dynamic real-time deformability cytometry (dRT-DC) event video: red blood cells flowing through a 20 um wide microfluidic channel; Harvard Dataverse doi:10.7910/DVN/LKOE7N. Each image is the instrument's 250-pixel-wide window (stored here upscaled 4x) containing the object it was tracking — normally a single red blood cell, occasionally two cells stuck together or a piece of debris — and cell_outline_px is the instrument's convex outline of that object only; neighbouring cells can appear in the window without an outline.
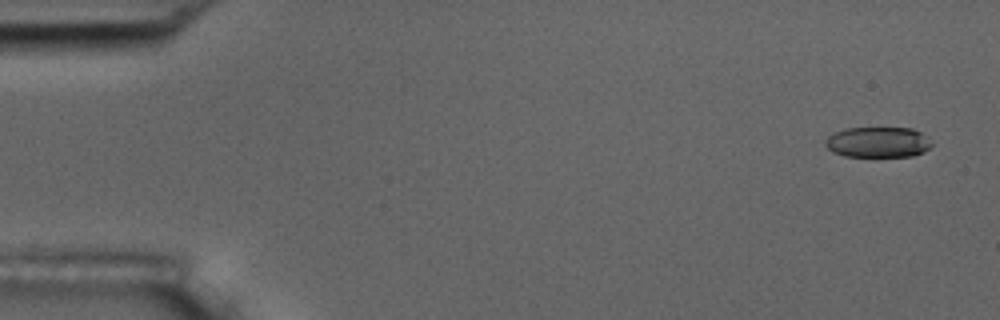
{"species": "common noctule bat (a hibernating species)", "species_latin": "Nyctalus noctula", "temperature_condition": "room temperature", "stored_images_in_passage": 4, "camera_frame_rate_fps": 3000, "um_per_image_px": 0.085, "animal": {"sex": "male", "body_mass_g": 17.5, "forearm_length_mm": 52.3}, "frame": {"image": 1, "passage_image": 1, "time_ms": 0.0, "image_size_px": [1000, 320], "cell_outline_px": [[932, 144], [924, 152], [912, 156], [844, 156], [832, 152], [824, 144], [824, 140], [828, 136], [844, 128], [912, 128], [920, 132]], "centroid_in_image_um": [74.58, 12.08], "position_along_channel_um": 10.4, "area_um2": 18.84}}
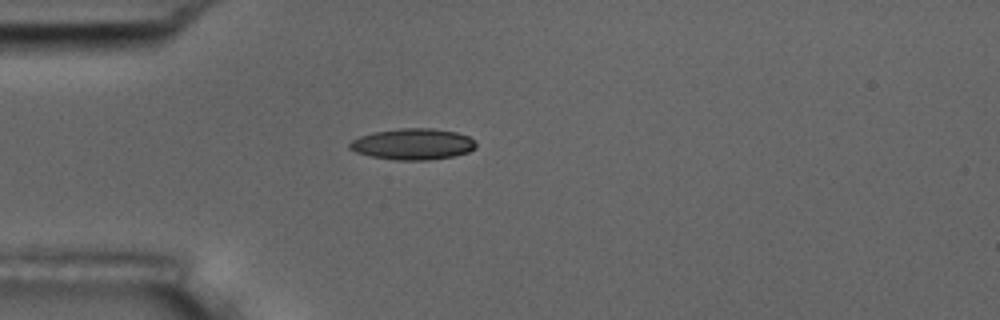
{"frame": {"image": 2, "passage_image": 4, "time_ms": 4.333, "image_size_px": [1000, 320], "cell_outline_px": [[476, 148], [468, 152], [452, 156], [428, 160], [396, 160], [372, 156], [356, 152], [348, 148], [348, 144], [352, 140], [360, 136], [376, 132], [400, 128], [432, 128], [456, 132], [468, 136], [476, 140]], "centroid_in_image_um": [35.11, 12.25], "position_along_channel_um": 49.9, "area_um2": 22.89}}